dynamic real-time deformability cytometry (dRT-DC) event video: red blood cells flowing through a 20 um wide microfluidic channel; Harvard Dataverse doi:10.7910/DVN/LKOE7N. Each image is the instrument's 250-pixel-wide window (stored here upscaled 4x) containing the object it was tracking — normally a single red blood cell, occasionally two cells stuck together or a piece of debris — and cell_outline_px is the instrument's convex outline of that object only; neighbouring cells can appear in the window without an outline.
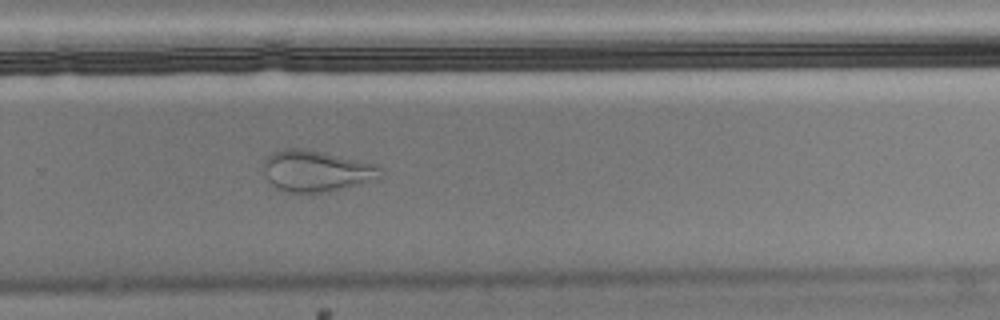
{"species": "Egyptian fruit bat (a non-hibernating species)", "species_latin": "Rousettus aegyptiacus", "temperature_condition": "cold", "stored_images_in_passage": 44, "camera_frame_rate_fps": 3000, "um_per_image_px": 0.085, "animal": {"sex": "male"}, "frame": {"image": 1, "passage_image": 32, "time_ms": 10.333, "image_size_px": [1000, 320], "cell_outline_px": [[380, 176], [372, 180], [328, 192], [288, 192], [276, 188], [268, 180], [264, 172], [264, 160], [272, 152], [284, 148], [300, 148], [324, 152], [360, 160], [376, 164], [380, 168]], "centroid_in_image_um": [26.85, 14.52], "position_along_channel_um": 303.0, "area_um2": 27.86}, "authors_computed_cell_mechanics": {"area_um2": 23.4379, "velocity_mm_per_s": 3.6001, "shape_relaxation_time_tau1_ms": null, "shape_relaxation_time_tau2_ms": 1.4605, "deformation_change_tau1": null, "deformation_change_tau2": 0.0897}}